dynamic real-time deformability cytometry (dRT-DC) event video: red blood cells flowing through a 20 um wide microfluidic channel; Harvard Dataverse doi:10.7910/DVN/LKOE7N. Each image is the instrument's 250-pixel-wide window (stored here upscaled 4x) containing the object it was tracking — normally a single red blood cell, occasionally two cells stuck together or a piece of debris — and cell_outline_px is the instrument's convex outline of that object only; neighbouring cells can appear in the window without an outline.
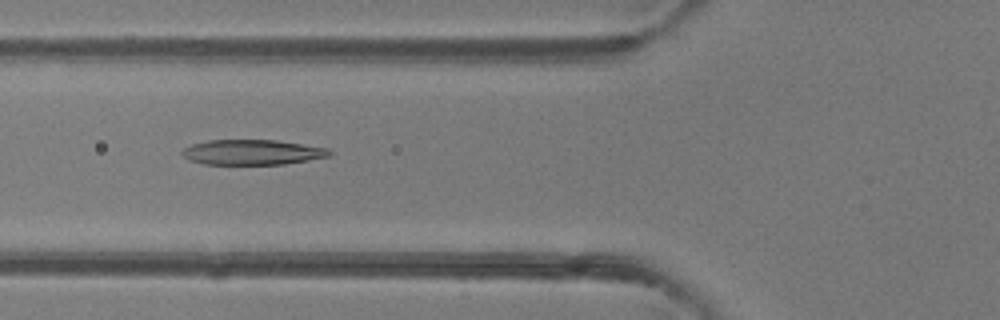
{"species": "common noctule bat (a hibernating species)", "species_latin": "Nyctalus noctula", "temperature_condition": "room temperature", "stored_images_in_passage": 48, "camera_frame_rate_fps": 3000, "um_per_image_px": 0.085, "animal": {"sex": "female"}, "frame": {"image": 1, "passage_image": 18, "time_ms": 5.667, "image_size_px": [1000, 320], "cell_outline_px": [[332, 156], [284, 164], [204, 164], [188, 160], [180, 152], [184, 148], [192, 144], [208, 140], [276, 140], [328, 148], [332, 152]], "centroid_in_image_um": [21.45, 12.94], "position_along_channel_um": 104.4, "area_um2": 21.62}}
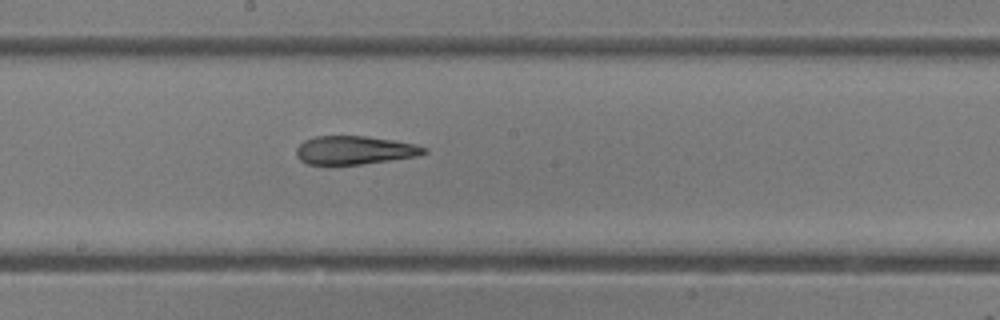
{"frame": {"image": 2, "passage_image": 26, "time_ms": 8.333, "image_size_px": [1000, 320], "cell_outline_px": [[428, 152], [420, 156], [332, 168], [308, 164], [300, 160], [296, 156], [296, 148], [304, 140], [316, 136], [364, 136], [392, 140], [416, 144], [428, 148]], "centroid_in_image_um": [30.1, 12.81], "position_along_channel_um": 218.1, "area_um2": 21.96}}
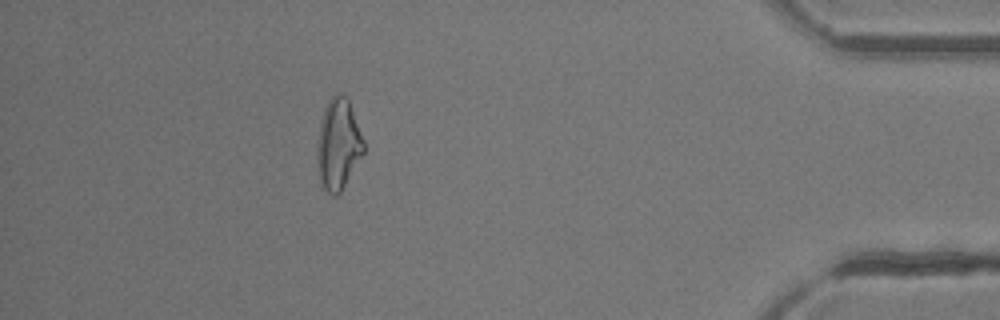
{"frame": {"image": 3, "passage_image": 43, "time_ms": 14.0, "image_size_px": [1000, 320], "cell_outline_px": [[364, 152], [340, 192], [336, 196], [332, 196], [324, 188], [320, 180], [316, 156], [316, 144], [320, 120], [324, 108], [328, 100], [336, 92], [344, 96], [348, 100], [364, 140]], "centroid_in_image_um": [28.72, 12.25], "position_along_channel_um": 406.5, "area_um2": 24.57}, "authors_computed_cell_mechanics": {"area_um2": 23.3512, "velocity_mm_per_s": 4.2459, "shape_relaxation_time_tau1_ms": null, "shape_relaxation_time_tau2_ms": 1.9722, "deformation_change_tau1": null, "deformation_change_tau2": 0.1145}}